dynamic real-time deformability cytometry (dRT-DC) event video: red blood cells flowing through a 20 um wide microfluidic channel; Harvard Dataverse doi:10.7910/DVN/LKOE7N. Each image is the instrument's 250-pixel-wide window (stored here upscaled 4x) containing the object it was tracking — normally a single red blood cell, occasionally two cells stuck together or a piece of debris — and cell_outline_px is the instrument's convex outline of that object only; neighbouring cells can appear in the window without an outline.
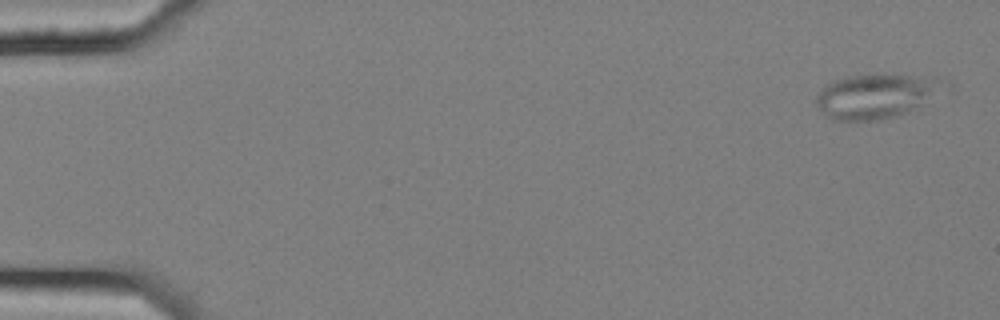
{"species": "common noctule bat (a hibernating species)", "species_latin": "Nyctalus noctula", "temperature_condition": "cold", "stored_images_in_passage": 5, "camera_frame_rate_fps": 3000, "um_per_image_px": 0.085, "animal": {"sex": "female", "body_mass_g": 25.1}, "frame": {"image": 1, "passage_image": 1, "time_ms": 0.0, "image_size_px": [1000, 320], "cell_outline_px": [[952, 84], [908, 112], [896, 116], [880, 120], [832, 120], [824, 116], [816, 104], [816, 96], [832, 80], [848, 76], [884, 72], [940, 76], [948, 80]], "centroid_in_image_um": [74.56, 8.1], "position_along_channel_um": 10.4, "area_um2": 34.22}}
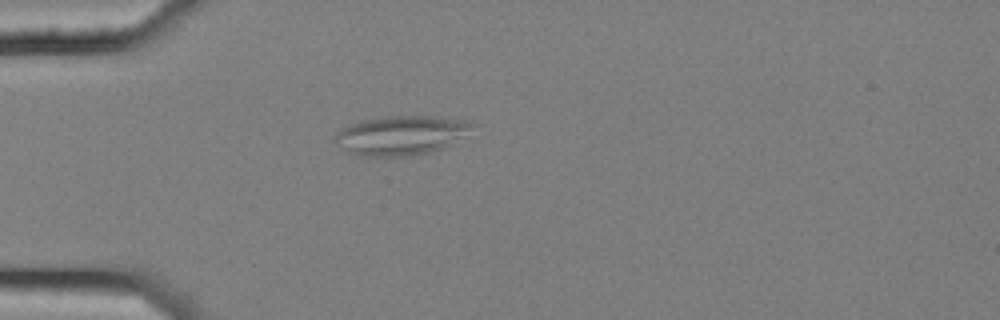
{"frame": {"image": 2, "passage_image": 4, "time_ms": 1.0, "image_size_px": [1000, 320], "cell_outline_px": [[480, 124], [448, 144], [432, 152], [412, 156], [364, 156], [348, 152], [336, 144], [332, 140], [336, 132], [340, 128], [360, 120], [384, 116], [436, 116], [472, 120]], "centroid_in_image_um": [34.08, 11.48], "position_along_channel_um": 50.9, "area_um2": 31.79}}